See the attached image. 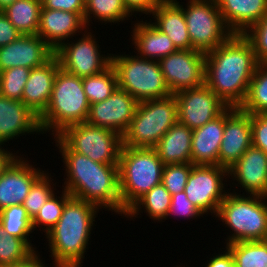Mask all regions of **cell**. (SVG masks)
I'll return each mask as SVG.
<instances>
[{"label": "cell", "instance_id": "obj_42", "mask_svg": "<svg viewBox=\"0 0 267 267\" xmlns=\"http://www.w3.org/2000/svg\"><path fill=\"white\" fill-rule=\"evenodd\" d=\"M252 145L267 154V113L251 114Z\"/></svg>", "mask_w": 267, "mask_h": 267}, {"label": "cell", "instance_id": "obj_47", "mask_svg": "<svg viewBox=\"0 0 267 267\" xmlns=\"http://www.w3.org/2000/svg\"><path fill=\"white\" fill-rule=\"evenodd\" d=\"M4 146H0V177L3 172L7 169V167L19 156L17 153H12L10 150L3 148Z\"/></svg>", "mask_w": 267, "mask_h": 267}, {"label": "cell", "instance_id": "obj_37", "mask_svg": "<svg viewBox=\"0 0 267 267\" xmlns=\"http://www.w3.org/2000/svg\"><path fill=\"white\" fill-rule=\"evenodd\" d=\"M51 173L47 171L32 185L30 192L23 202L31 220L39 213V210L46 203V201L55 193L56 183L52 182ZM55 186V188H54ZM54 189V190H53Z\"/></svg>", "mask_w": 267, "mask_h": 267}, {"label": "cell", "instance_id": "obj_21", "mask_svg": "<svg viewBox=\"0 0 267 267\" xmlns=\"http://www.w3.org/2000/svg\"><path fill=\"white\" fill-rule=\"evenodd\" d=\"M86 29L84 19L78 13L41 7L37 35L54 51L66 40L69 41L72 37L82 34Z\"/></svg>", "mask_w": 267, "mask_h": 267}, {"label": "cell", "instance_id": "obj_19", "mask_svg": "<svg viewBox=\"0 0 267 267\" xmlns=\"http://www.w3.org/2000/svg\"><path fill=\"white\" fill-rule=\"evenodd\" d=\"M228 179L234 182L236 180L238 183L233 185L245 190L246 195L267 197V154L251 145L241 158L228 168Z\"/></svg>", "mask_w": 267, "mask_h": 267}, {"label": "cell", "instance_id": "obj_39", "mask_svg": "<svg viewBox=\"0 0 267 267\" xmlns=\"http://www.w3.org/2000/svg\"><path fill=\"white\" fill-rule=\"evenodd\" d=\"M193 166L191 163L166 164L164 166L161 183L171 195L184 191Z\"/></svg>", "mask_w": 267, "mask_h": 267}, {"label": "cell", "instance_id": "obj_28", "mask_svg": "<svg viewBox=\"0 0 267 267\" xmlns=\"http://www.w3.org/2000/svg\"><path fill=\"white\" fill-rule=\"evenodd\" d=\"M171 206V194L165 188V186L160 183L154 186L150 191L146 192L141 196L127 211L124 217L134 219L140 212L147 213L150 219L154 222H162L167 220V216ZM143 209V210H142Z\"/></svg>", "mask_w": 267, "mask_h": 267}, {"label": "cell", "instance_id": "obj_5", "mask_svg": "<svg viewBox=\"0 0 267 267\" xmlns=\"http://www.w3.org/2000/svg\"><path fill=\"white\" fill-rule=\"evenodd\" d=\"M164 166L154 148L122 146L118 163L119 216L124 218L126 211L141 196L161 183Z\"/></svg>", "mask_w": 267, "mask_h": 267}, {"label": "cell", "instance_id": "obj_12", "mask_svg": "<svg viewBox=\"0 0 267 267\" xmlns=\"http://www.w3.org/2000/svg\"><path fill=\"white\" fill-rule=\"evenodd\" d=\"M88 30L83 32V37L74 42L66 41L55 51L60 67L80 78L98 74L111 64V54H102L95 34Z\"/></svg>", "mask_w": 267, "mask_h": 267}, {"label": "cell", "instance_id": "obj_48", "mask_svg": "<svg viewBox=\"0 0 267 267\" xmlns=\"http://www.w3.org/2000/svg\"><path fill=\"white\" fill-rule=\"evenodd\" d=\"M40 256L39 252H36L28 261L21 263L20 265L2 267H48L47 264H45V260L43 261ZM52 264V267H60L54 262H52Z\"/></svg>", "mask_w": 267, "mask_h": 267}, {"label": "cell", "instance_id": "obj_44", "mask_svg": "<svg viewBox=\"0 0 267 267\" xmlns=\"http://www.w3.org/2000/svg\"><path fill=\"white\" fill-rule=\"evenodd\" d=\"M124 3V6L128 10V12L133 15L135 13V16L140 13L142 15L146 14L149 15L148 17H151V13L153 10L163 1V0H122Z\"/></svg>", "mask_w": 267, "mask_h": 267}, {"label": "cell", "instance_id": "obj_14", "mask_svg": "<svg viewBox=\"0 0 267 267\" xmlns=\"http://www.w3.org/2000/svg\"><path fill=\"white\" fill-rule=\"evenodd\" d=\"M178 121L191 130L222 114L228 106L205 83L202 86L174 94Z\"/></svg>", "mask_w": 267, "mask_h": 267}, {"label": "cell", "instance_id": "obj_13", "mask_svg": "<svg viewBox=\"0 0 267 267\" xmlns=\"http://www.w3.org/2000/svg\"><path fill=\"white\" fill-rule=\"evenodd\" d=\"M165 82L175 94L204 84L205 53L198 50H180L159 60Z\"/></svg>", "mask_w": 267, "mask_h": 267}, {"label": "cell", "instance_id": "obj_46", "mask_svg": "<svg viewBox=\"0 0 267 267\" xmlns=\"http://www.w3.org/2000/svg\"><path fill=\"white\" fill-rule=\"evenodd\" d=\"M225 249V251L220 252L209 258L207 260V263H205V267H235V263L232 257V254L230 251L225 247L222 248Z\"/></svg>", "mask_w": 267, "mask_h": 267}, {"label": "cell", "instance_id": "obj_33", "mask_svg": "<svg viewBox=\"0 0 267 267\" xmlns=\"http://www.w3.org/2000/svg\"><path fill=\"white\" fill-rule=\"evenodd\" d=\"M83 90L91 104L106 100L117 88V74L110 64L98 74L82 78Z\"/></svg>", "mask_w": 267, "mask_h": 267}, {"label": "cell", "instance_id": "obj_20", "mask_svg": "<svg viewBox=\"0 0 267 267\" xmlns=\"http://www.w3.org/2000/svg\"><path fill=\"white\" fill-rule=\"evenodd\" d=\"M35 133H42L37 114L22 101L0 95V146Z\"/></svg>", "mask_w": 267, "mask_h": 267}, {"label": "cell", "instance_id": "obj_29", "mask_svg": "<svg viewBox=\"0 0 267 267\" xmlns=\"http://www.w3.org/2000/svg\"><path fill=\"white\" fill-rule=\"evenodd\" d=\"M42 0H17L2 12L24 35H37Z\"/></svg>", "mask_w": 267, "mask_h": 267}, {"label": "cell", "instance_id": "obj_41", "mask_svg": "<svg viewBox=\"0 0 267 267\" xmlns=\"http://www.w3.org/2000/svg\"><path fill=\"white\" fill-rule=\"evenodd\" d=\"M189 219H197L203 214L187 199L184 191L171 195V206L167 218L172 215Z\"/></svg>", "mask_w": 267, "mask_h": 267}, {"label": "cell", "instance_id": "obj_7", "mask_svg": "<svg viewBox=\"0 0 267 267\" xmlns=\"http://www.w3.org/2000/svg\"><path fill=\"white\" fill-rule=\"evenodd\" d=\"M178 121L175 96L138 102L135 114L122 135L123 146L154 148Z\"/></svg>", "mask_w": 267, "mask_h": 267}, {"label": "cell", "instance_id": "obj_4", "mask_svg": "<svg viewBox=\"0 0 267 267\" xmlns=\"http://www.w3.org/2000/svg\"><path fill=\"white\" fill-rule=\"evenodd\" d=\"M89 108L90 103L83 90L82 78L60 67L48 106L39 116L42 134L49 132L55 137L68 126L86 122Z\"/></svg>", "mask_w": 267, "mask_h": 267}, {"label": "cell", "instance_id": "obj_11", "mask_svg": "<svg viewBox=\"0 0 267 267\" xmlns=\"http://www.w3.org/2000/svg\"><path fill=\"white\" fill-rule=\"evenodd\" d=\"M227 178L228 169L223 166L194 165L188 176L184 192L187 199L203 215L211 213L214 217L229 191L226 189L227 183L225 185Z\"/></svg>", "mask_w": 267, "mask_h": 267}, {"label": "cell", "instance_id": "obj_35", "mask_svg": "<svg viewBox=\"0 0 267 267\" xmlns=\"http://www.w3.org/2000/svg\"><path fill=\"white\" fill-rule=\"evenodd\" d=\"M36 251L26 241L9 236L0 223V267L15 266L28 261Z\"/></svg>", "mask_w": 267, "mask_h": 267}, {"label": "cell", "instance_id": "obj_23", "mask_svg": "<svg viewBox=\"0 0 267 267\" xmlns=\"http://www.w3.org/2000/svg\"><path fill=\"white\" fill-rule=\"evenodd\" d=\"M224 127L225 111L200 128L192 130L191 164L219 165Z\"/></svg>", "mask_w": 267, "mask_h": 267}, {"label": "cell", "instance_id": "obj_40", "mask_svg": "<svg viewBox=\"0 0 267 267\" xmlns=\"http://www.w3.org/2000/svg\"><path fill=\"white\" fill-rule=\"evenodd\" d=\"M251 44L259 64H267V13L242 34Z\"/></svg>", "mask_w": 267, "mask_h": 267}, {"label": "cell", "instance_id": "obj_38", "mask_svg": "<svg viewBox=\"0 0 267 267\" xmlns=\"http://www.w3.org/2000/svg\"><path fill=\"white\" fill-rule=\"evenodd\" d=\"M31 69L13 67L0 72V95L22 101L23 89Z\"/></svg>", "mask_w": 267, "mask_h": 267}, {"label": "cell", "instance_id": "obj_43", "mask_svg": "<svg viewBox=\"0 0 267 267\" xmlns=\"http://www.w3.org/2000/svg\"><path fill=\"white\" fill-rule=\"evenodd\" d=\"M42 7L78 13L84 19L85 3L83 0H42Z\"/></svg>", "mask_w": 267, "mask_h": 267}, {"label": "cell", "instance_id": "obj_15", "mask_svg": "<svg viewBox=\"0 0 267 267\" xmlns=\"http://www.w3.org/2000/svg\"><path fill=\"white\" fill-rule=\"evenodd\" d=\"M138 101L117 88L106 100L90 105L86 123L113 130L121 136L134 117Z\"/></svg>", "mask_w": 267, "mask_h": 267}, {"label": "cell", "instance_id": "obj_36", "mask_svg": "<svg viewBox=\"0 0 267 267\" xmlns=\"http://www.w3.org/2000/svg\"><path fill=\"white\" fill-rule=\"evenodd\" d=\"M54 193L39 210V213L32 220V227L35 231L40 228L45 234L54 227L59 221L65 204L72 198V196L64 189L60 196ZM43 226V227H42ZM42 229V230H41Z\"/></svg>", "mask_w": 267, "mask_h": 267}, {"label": "cell", "instance_id": "obj_1", "mask_svg": "<svg viewBox=\"0 0 267 267\" xmlns=\"http://www.w3.org/2000/svg\"><path fill=\"white\" fill-rule=\"evenodd\" d=\"M258 65L250 42L242 34H232L205 53L204 83L228 107H240Z\"/></svg>", "mask_w": 267, "mask_h": 267}, {"label": "cell", "instance_id": "obj_26", "mask_svg": "<svg viewBox=\"0 0 267 267\" xmlns=\"http://www.w3.org/2000/svg\"><path fill=\"white\" fill-rule=\"evenodd\" d=\"M227 28L243 34L267 13V0H216Z\"/></svg>", "mask_w": 267, "mask_h": 267}, {"label": "cell", "instance_id": "obj_17", "mask_svg": "<svg viewBox=\"0 0 267 267\" xmlns=\"http://www.w3.org/2000/svg\"><path fill=\"white\" fill-rule=\"evenodd\" d=\"M55 56V51L39 35L22 34L0 47V72L13 67L37 68Z\"/></svg>", "mask_w": 267, "mask_h": 267}, {"label": "cell", "instance_id": "obj_25", "mask_svg": "<svg viewBox=\"0 0 267 267\" xmlns=\"http://www.w3.org/2000/svg\"><path fill=\"white\" fill-rule=\"evenodd\" d=\"M131 31V43L140 58L159 61L177 51L171 39L157 29L151 21H135Z\"/></svg>", "mask_w": 267, "mask_h": 267}, {"label": "cell", "instance_id": "obj_22", "mask_svg": "<svg viewBox=\"0 0 267 267\" xmlns=\"http://www.w3.org/2000/svg\"><path fill=\"white\" fill-rule=\"evenodd\" d=\"M60 62L56 56L44 65L33 68L23 89L22 102L39 117L47 108L51 98Z\"/></svg>", "mask_w": 267, "mask_h": 267}, {"label": "cell", "instance_id": "obj_31", "mask_svg": "<svg viewBox=\"0 0 267 267\" xmlns=\"http://www.w3.org/2000/svg\"><path fill=\"white\" fill-rule=\"evenodd\" d=\"M235 267H267V241H240L225 245Z\"/></svg>", "mask_w": 267, "mask_h": 267}, {"label": "cell", "instance_id": "obj_27", "mask_svg": "<svg viewBox=\"0 0 267 267\" xmlns=\"http://www.w3.org/2000/svg\"><path fill=\"white\" fill-rule=\"evenodd\" d=\"M191 141L192 130L177 121L154 149L164 165L191 163Z\"/></svg>", "mask_w": 267, "mask_h": 267}, {"label": "cell", "instance_id": "obj_10", "mask_svg": "<svg viewBox=\"0 0 267 267\" xmlns=\"http://www.w3.org/2000/svg\"><path fill=\"white\" fill-rule=\"evenodd\" d=\"M186 4L182 10L192 50L208 53L233 34L225 25L216 0H188Z\"/></svg>", "mask_w": 267, "mask_h": 267}, {"label": "cell", "instance_id": "obj_6", "mask_svg": "<svg viewBox=\"0 0 267 267\" xmlns=\"http://www.w3.org/2000/svg\"><path fill=\"white\" fill-rule=\"evenodd\" d=\"M228 191L216 218L229 228L224 244L267 238V197Z\"/></svg>", "mask_w": 267, "mask_h": 267}, {"label": "cell", "instance_id": "obj_32", "mask_svg": "<svg viewBox=\"0 0 267 267\" xmlns=\"http://www.w3.org/2000/svg\"><path fill=\"white\" fill-rule=\"evenodd\" d=\"M0 223L9 236L26 241L36 252L37 247L31 243L29 236L34 232L32 220L23 205H12L0 211ZM34 246V247H33Z\"/></svg>", "mask_w": 267, "mask_h": 267}, {"label": "cell", "instance_id": "obj_8", "mask_svg": "<svg viewBox=\"0 0 267 267\" xmlns=\"http://www.w3.org/2000/svg\"><path fill=\"white\" fill-rule=\"evenodd\" d=\"M125 53L111 54V64L117 74L118 88L127 91L138 102L172 95L159 61Z\"/></svg>", "mask_w": 267, "mask_h": 267}, {"label": "cell", "instance_id": "obj_18", "mask_svg": "<svg viewBox=\"0 0 267 267\" xmlns=\"http://www.w3.org/2000/svg\"><path fill=\"white\" fill-rule=\"evenodd\" d=\"M18 156L0 177V211L22 205L32 185L46 172Z\"/></svg>", "mask_w": 267, "mask_h": 267}, {"label": "cell", "instance_id": "obj_24", "mask_svg": "<svg viewBox=\"0 0 267 267\" xmlns=\"http://www.w3.org/2000/svg\"><path fill=\"white\" fill-rule=\"evenodd\" d=\"M151 14L154 19V21L150 19L151 23L165 33L177 49H192L180 1L163 0Z\"/></svg>", "mask_w": 267, "mask_h": 267}, {"label": "cell", "instance_id": "obj_3", "mask_svg": "<svg viewBox=\"0 0 267 267\" xmlns=\"http://www.w3.org/2000/svg\"><path fill=\"white\" fill-rule=\"evenodd\" d=\"M99 210L96 205L73 197L65 204L57 224L44 234L52 262L60 267L83 266Z\"/></svg>", "mask_w": 267, "mask_h": 267}, {"label": "cell", "instance_id": "obj_30", "mask_svg": "<svg viewBox=\"0 0 267 267\" xmlns=\"http://www.w3.org/2000/svg\"><path fill=\"white\" fill-rule=\"evenodd\" d=\"M132 15L128 12L122 0H88L85 3L84 22L88 29L92 18L104 24L129 21Z\"/></svg>", "mask_w": 267, "mask_h": 267}, {"label": "cell", "instance_id": "obj_45", "mask_svg": "<svg viewBox=\"0 0 267 267\" xmlns=\"http://www.w3.org/2000/svg\"><path fill=\"white\" fill-rule=\"evenodd\" d=\"M21 35L6 15L0 11V47L15 41Z\"/></svg>", "mask_w": 267, "mask_h": 267}, {"label": "cell", "instance_id": "obj_34", "mask_svg": "<svg viewBox=\"0 0 267 267\" xmlns=\"http://www.w3.org/2000/svg\"><path fill=\"white\" fill-rule=\"evenodd\" d=\"M239 108L249 114L267 113V64L257 66L246 98Z\"/></svg>", "mask_w": 267, "mask_h": 267}, {"label": "cell", "instance_id": "obj_9", "mask_svg": "<svg viewBox=\"0 0 267 267\" xmlns=\"http://www.w3.org/2000/svg\"><path fill=\"white\" fill-rule=\"evenodd\" d=\"M72 151L101 164L118 165L122 136L86 122L66 127L57 135Z\"/></svg>", "mask_w": 267, "mask_h": 267}, {"label": "cell", "instance_id": "obj_16", "mask_svg": "<svg viewBox=\"0 0 267 267\" xmlns=\"http://www.w3.org/2000/svg\"><path fill=\"white\" fill-rule=\"evenodd\" d=\"M252 145L251 114L239 107L225 110V127L219 151V166L230 168Z\"/></svg>", "mask_w": 267, "mask_h": 267}, {"label": "cell", "instance_id": "obj_49", "mask_svg": "<svg viewBox=\"0 0 267 267\" xmlns=\"http://www.w3.org/2000/svg\"><path fill=\"white\" fill-rule=\"evenodd\" d=\"M17 0H0V11L4 10L7 6L11 5Z\"/></svg>", "mask_w": 267, "mask_h": 267}, {"label": "cell", "instance_id": "obj_2", "mask_svg": "<svg viewBox=\"0 0 267 267\" xmlns=\"http://www.w3.org/2000/svg\"><path fill=\"white\" fill-rule=\"evenodd\" d=\"M54 141L61 153L65 175L63 189L73 198L121 214L118 165L101 164L72 151L58 136Z\"/></svg>", "mask_w": 267, "mask_h": 267}]
</instances>
